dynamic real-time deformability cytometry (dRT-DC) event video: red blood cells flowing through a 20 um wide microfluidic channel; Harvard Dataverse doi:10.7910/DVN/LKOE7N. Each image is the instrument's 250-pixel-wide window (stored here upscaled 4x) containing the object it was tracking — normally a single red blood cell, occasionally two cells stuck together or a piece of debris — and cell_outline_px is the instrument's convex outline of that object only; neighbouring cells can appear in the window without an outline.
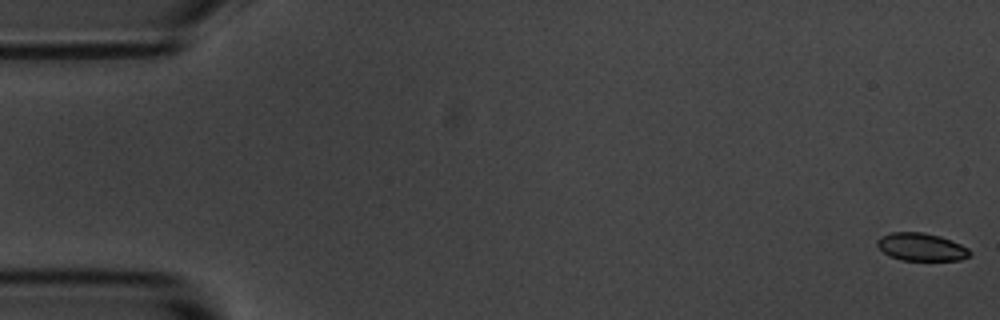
{"species": "common noctule bat (a hibernating species)", "species_latin": "Nyctalus noctula", "temperature_condition": "room temperature", "stored_images_in_passage": 5, "camera_frame_rate_fps": 3000, "um_per_image_px": 0.085, "animal": {"sex": "male", "body_mass_g": 20.1, "forearm_length_mm": 53.5}, "frame": {"image": 1, "passage_image": 1, "time_ms": 0.0, "image_size_px": [1000, 320], "cell_outline_px": [[972, 252], [968, 256], [960, 260], [900, 260], [884, 252], [876, 244], [876, 240], [880, 236], [892, 232], [924, 232], [940, 236], [952, 240], [968, 248]], "centroid_in_image_um": [78.31, 20.98], "position_along_channel_um": 6.7, "area_um2": 14.97}}
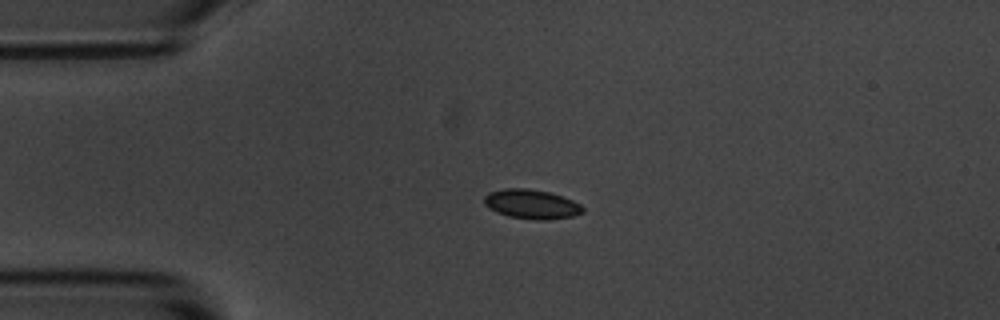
{"frame": {"image": 2, "passage_image": 4, "time_ms": 4.0, "image_size_px": [1000, 320], "cell_outline_px": [[584, 212], [572, 216], [544, 220], [536, 220], [508, 216], [496, 212], [488, 208], [484, 204], [484, 196], [488, 192], [504, 188], [528, 188], [548, 192], [572, 200], [580, 204], [584, 208]], "centroid_in_image_um": [45.14, 17.35], "position_along_channel_um": 39.9, "area_um2": 16.88}}